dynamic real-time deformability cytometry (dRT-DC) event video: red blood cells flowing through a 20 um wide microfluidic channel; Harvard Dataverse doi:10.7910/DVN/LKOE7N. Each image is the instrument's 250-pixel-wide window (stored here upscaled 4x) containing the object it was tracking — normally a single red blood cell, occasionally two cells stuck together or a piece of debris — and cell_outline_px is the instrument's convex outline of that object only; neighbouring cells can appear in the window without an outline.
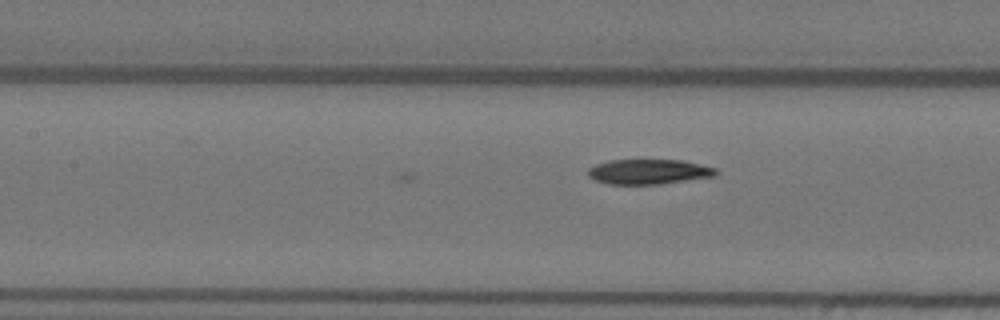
{"species": "Egyptian fruit bat (a non-hibernating species)", "species_latin": "Rousettus aegyptiacus", "temperature_condition": "warm", "stored_images_in_passage": 19, "camera_frame_rate_fps": 3000, "um_per_image_px": 0.085, "animal": {"sex": "female"}, "frame": {"image": 1, "passage_image": 19, "time_ms": 6.0, "image_size_px": [1000, 320], "cell_outline_px": [[716, 176], [660, 184], [608, 184], [596, 180], [588, 176], [588, 168], [596, 164], [608, 160], [684, 160], [716, 168]], "centroid_in_image_um": [55.13, 14.59], "position_along_channel_um": 152.3, "area_um2": 18.61}}